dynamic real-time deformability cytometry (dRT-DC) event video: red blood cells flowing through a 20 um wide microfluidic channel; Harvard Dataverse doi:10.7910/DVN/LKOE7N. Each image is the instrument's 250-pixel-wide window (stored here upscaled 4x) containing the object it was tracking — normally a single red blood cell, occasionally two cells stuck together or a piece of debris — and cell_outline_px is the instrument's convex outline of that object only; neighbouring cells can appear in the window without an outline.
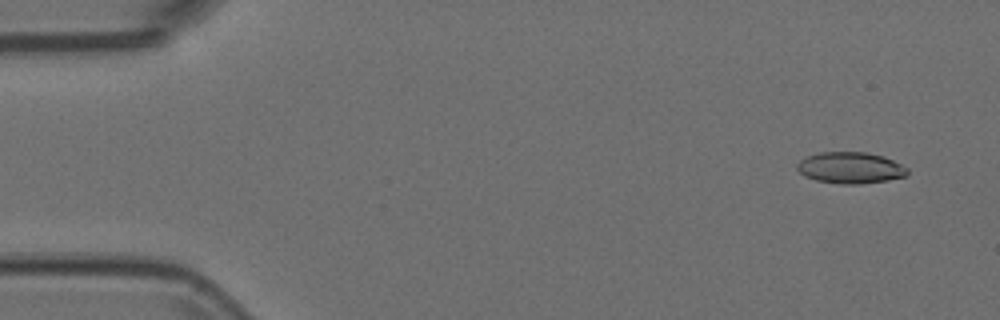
{"species": "Egyptian fruit bat (a non-hibernating species)", "species_latin": "Rousettus aegyptiacus", "temperature_condition": "room temperature", "stored_images_in_passage": 54, "camera_frame_rate_fps": 3000, "um_per_image_px": 0.085, "animal": {"sex": "female"}, "frame": {"image": 1, "passage_image": 4, "time_ms": 1.0, "image_size_px": [1000, 320], "cell_outline_px": [[908, 176], [888, 180], [860, 184], [844, 184], [816, 180], [804, 176], [796, 168], [796, 164], [800, 160], [808, 156], [820, 152], [868, 152], [884, 156], [908, 168]], "centroid_in_image_um": [72.3, 14.26], "position_along_channel_um": 12.7, "area_um2": 20.23}}
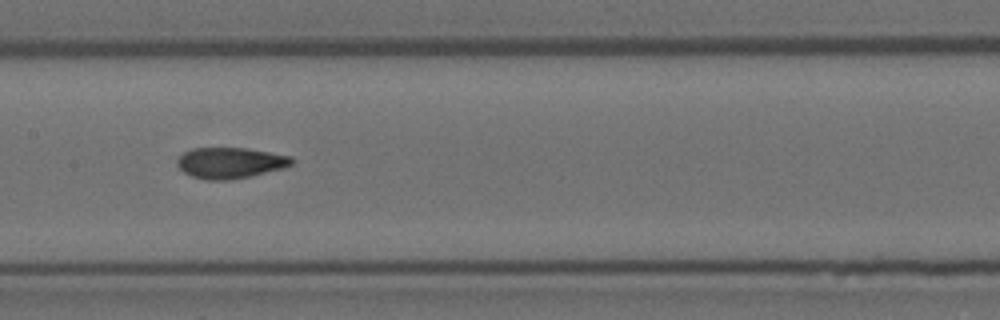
{"frame": {"image": 2, "passage_image": 27, "time_ms": 8.667, "image_size_px": [1000, 320], "cell_outline_px": [[292, 164], [284, 168], [248, 176], [228, 180], [204, 180], [192, 176], [184, 172], [180, 168], [176, 160], [184, 152], [192, 148], [244, 148], [292, 156]], "centroid_in_image_um": [19.55, 13.84], "position_along_channel_um": 187.9, "area_um2": 20.4}}
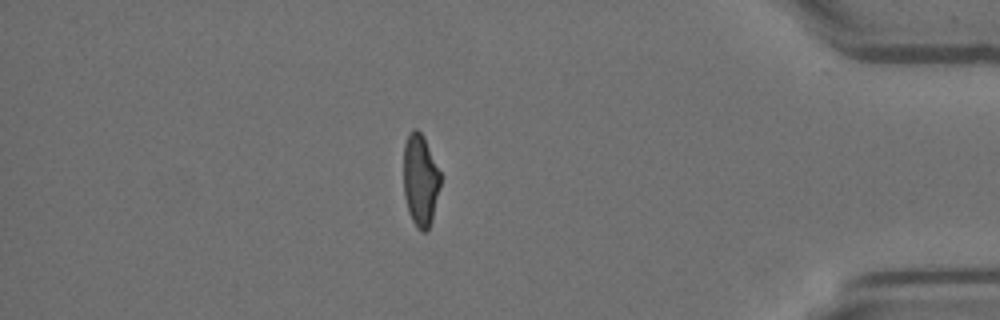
{"frame": {"image": 3, "passage_image": 47, "time_ms": 15.333, "image_size_px": [1000, 320], "cell_outline_px": [[440, 184], [432, 220], [428, 228], [424, 232], [420, 232], [416, 228], [408, 212], [404, 196], [404, 144], [408, 132], [412, 128], [416, 128], [424, 136], [440, 172]], "centroid_in_image_um": [35.71, 15.3], "position_along_channel_um": 399.5, "area_um2": 19.88}}